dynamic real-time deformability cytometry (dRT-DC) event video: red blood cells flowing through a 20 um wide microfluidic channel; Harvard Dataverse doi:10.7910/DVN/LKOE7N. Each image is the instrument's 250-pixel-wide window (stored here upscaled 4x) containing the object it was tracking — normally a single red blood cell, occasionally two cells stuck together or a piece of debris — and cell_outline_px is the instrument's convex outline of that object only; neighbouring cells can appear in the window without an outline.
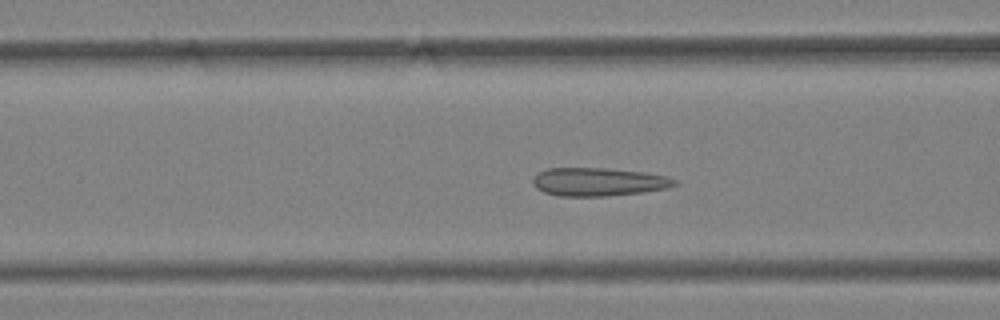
{"species": "Egyptian fruit bat (a non-hibernating species)", "species_latin": "Rousettus aegyptiacus", "temperature_condition": "warm", "stored_images_in_passage": 43, "camera_frame_rate_fps": 3000, "um_per_image_px": 0.085, "animal": {"sex": "female"}, "frame": {"image": 1, "passage_image": 13, "time_ms": 4.0, "image_size_px": [1000, 320], "cell_outline_px": [[680, 184], [668, 188], [640, 192], [608, 196], [556, 196], [544, 192], [536, 188], [532, 184], [532, 176], [536, 172], [544, 168], [608, 168], [644, 172], [668, 176], [676, 180]], "centroid_in_image_um": [50.83, 15.45], "position_along_channel_um": 115.8, "area_um2": 23.76}}
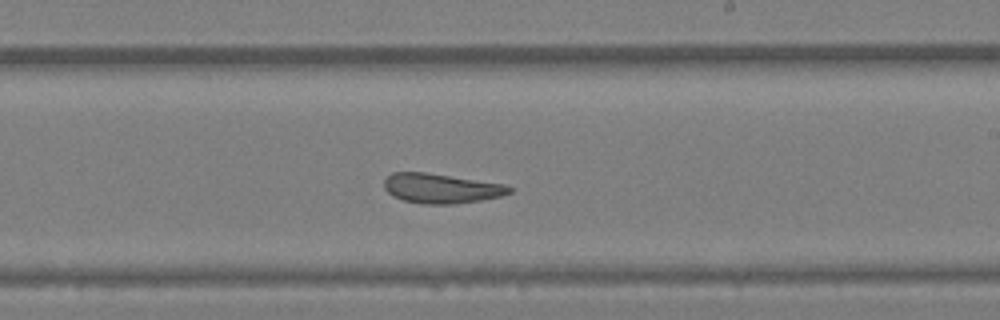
{"frame": {"image": 2, "passage_image": 23, "time_ms": 7.333, "image_size_px": [1000, 320], "cell_outline_px": [[512, 192], [500, 196], [480, 200], [452, 204], [424, 204], [404, 200], [392, 196], [384, 188], [384, 180], [392, 172], [424, 172], [504, 184], [512, 188]], "centroid_in_image_um": [37.47, 16.01], "position_along_channel_um": 251.5, "area_um2": 21.44}}
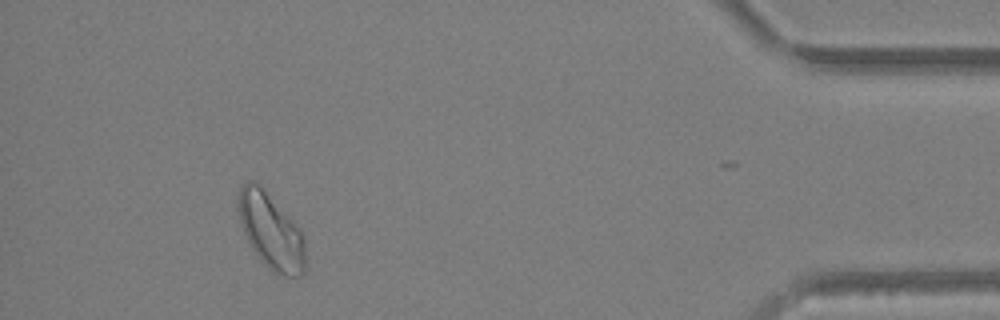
{"frame": {"image": 3, "passage_image": 39, "time_ms": 12.667, "image_size_px": [1000, 320], "cell_outline_px": [[304, 272], [300, 276], [284, 276], [272, 272], [260, 260], [252, 248], [244, 232], [240, 220], [240, 188], [248, 180], [256, 180], [260, 184], [300, 228], [304, 236]], "centroid_in_image_um": [23.06, 19.66], "position_along_channel_um": 412.1, "area_um2": 29.19}, "authors_computed_cell_mechanics": {"area_um2": 24.2182, "velocity_mm_per_s": 4.0834, "shape_relaxation_time_tau1_ms": null, "shape_relaxation_time_tau2_ms": 1.0714, "deformation_change_tau1": null, "deformation_change_tau2": 0.0586}}